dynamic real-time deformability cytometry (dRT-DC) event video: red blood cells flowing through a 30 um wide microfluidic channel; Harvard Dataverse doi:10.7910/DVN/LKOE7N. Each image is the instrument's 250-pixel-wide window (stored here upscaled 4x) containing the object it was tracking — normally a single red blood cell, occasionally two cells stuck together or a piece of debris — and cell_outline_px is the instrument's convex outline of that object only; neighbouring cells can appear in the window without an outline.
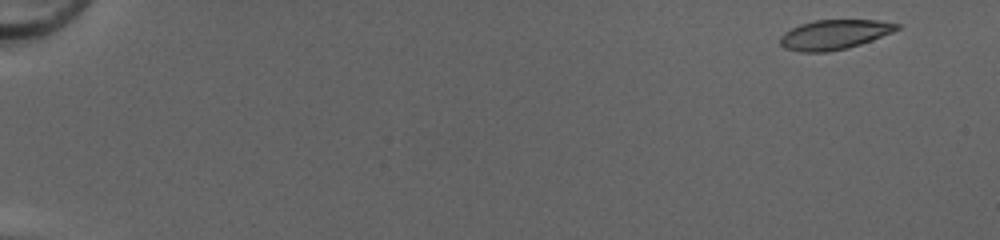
{"species": "common noctule bat (a hibernating species)", "species_latin": "Nyctalus noctula", "temperature_condition": "cold", "stored_images_in_passage": 49, "camera_frame_rate_fps": 3000, "um_per_image_px": 0.085, "animal": {"sex": "female", "body_mass_g": 20.0, "forearm_length_mm": 54.0}, "frame": {"image": 1, "passage_image": 1, "time_ms": 0.0, "image_size_px": [1000, 240], "cell_outline_px": [[904, 24], [900, 28], [892, 32], [872, 40], [860, 44], [828, 52], [800, 52], [784, 48], [780, 44], [780, 36], [784, 32], [800, 24], [816, 20], [880, 20]], "centroid_in_image_um": [70.93, 2.93], "position_along_channel_um": 14.1, "area_um2": 20.23}}
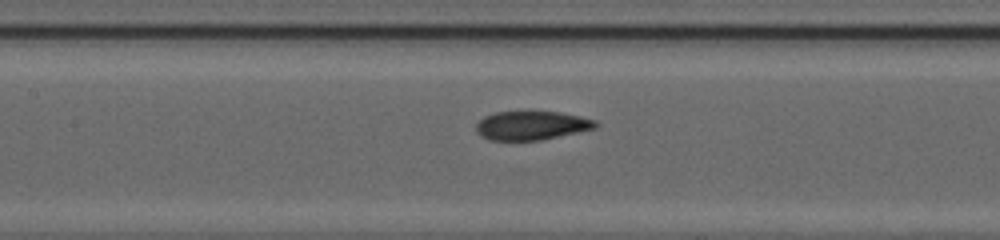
{"frame": {"image": 2, "passage_image": 24, "time_ms": 7.667, "image_size_px": [1000, 240], "cell_outline_px": [[600, 124], [596, 128], [540, 140], [488, 140], [480, 136], [476, 132], [476, 124], [484, 116], [496, 112], [560, 112], [580, 116], [596, 120]], "centroid_in_image_um": [45.18, 10.67], "position_along_channel_um": 162.2, "area_um2": 20.06}}
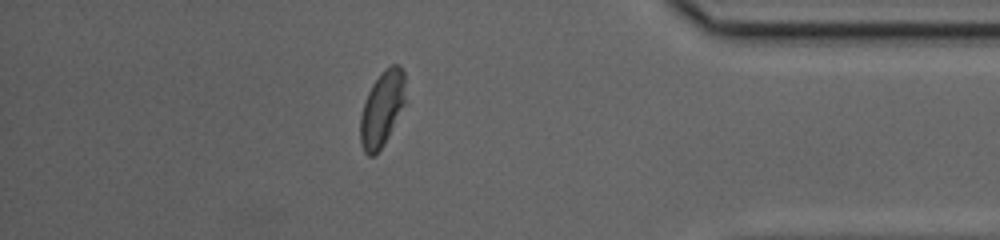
{"frame": {"image": 3, "passage_image": 43, "time_ms": 14.0, "image_size_px": [1000, 240], "cell_outline_px": [[404, 104], [384, 144], [372, 156], [368, 156], [364, 152], [360, 144], [360, 116], [368, 92], [372, 84], [384, 68], [392, 64], [400, 64], [404, 72]], "centroid_in_image_um": [32.45, 9.22], "position_along_channel_um": 402.8, "area_um2": 19.54}, "authors_computed_cell_mechanics": {"area_um2": 20.9814, "velocity_mm_per_s": 4.2093, "shape_relaxation_time_tau1_ms": 4.3004, "shape_relaxation_time_tau2_ms": 1.2933, "deformation_change_tau1": 0.1531, "deformation_change_tau2": 0.0614}}